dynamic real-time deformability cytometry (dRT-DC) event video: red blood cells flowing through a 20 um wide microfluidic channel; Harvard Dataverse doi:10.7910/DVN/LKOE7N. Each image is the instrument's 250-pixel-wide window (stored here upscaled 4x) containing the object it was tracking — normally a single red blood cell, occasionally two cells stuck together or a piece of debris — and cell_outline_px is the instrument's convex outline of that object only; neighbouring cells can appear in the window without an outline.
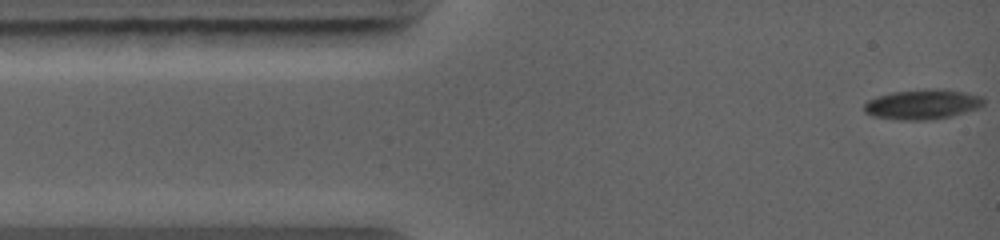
{"species": "common noctule bat (a hibernating species)", "species_latin": "Nyctalus noctula", "temperature_condition": "warm", "stored_images_in_passage": 71, "camera_frame_rate_fps": 5000, "um_per_image_px": 0.085, "animal": {"sex": "female", "body_mass_g": 19.0, "forearm_length_mm": 56.7}, "frame": {"image": 1, "passage_image": 1, "time_ms": 0.0, "image_size_px": [1000, 240], "cell_outline_px": [[984, 104], [980, 108], [952, 116], [928, 120], [900, 120], [872, 116], [864, 112], [864, 104], [868, 100], [876, 96], [892, 92], [928, 88], [936, 88], [964, 92], [980, 96], [984, 100]], "centroid_in_image_um": [78.39, 8.87], "position_along_channel_um": 6.6, "area_um2": 21.04}}
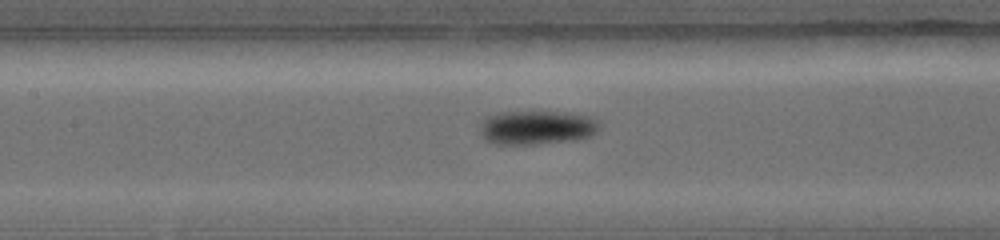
{"frame": {"image": 2, "passage_image": 28, "time_ms": 4.8, "image_size_px": [1000, 240], "cell_outline_px": [[600, 128], [592, 136], [576, 140], [536, 144], [492, 144], [484, 140], [480, 136], [480, 124], [488, 116], [496, 112], [564, 112], [588, 116], [596, 120], [600, 124]], "centroid_in_image_um": [45.6, 10.85], "position_along_channel_um": 161.8, "area_um2": 23.93}}
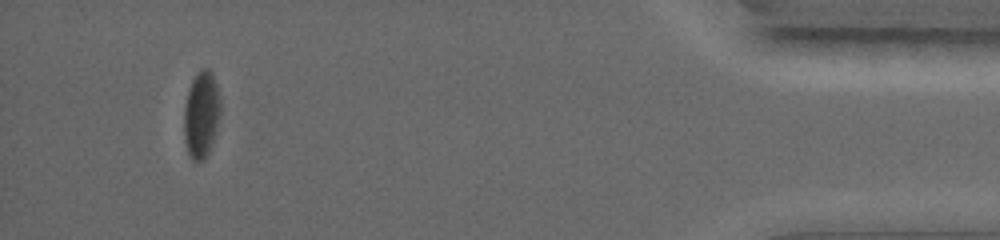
{"frame": {"image": 3, "passage_image": 62, "time_ms": 12.0, "image_size_px": [1000, 240], "cell_outline_px": [[220, 104], [216, 124], [208, 156], [204, 160], [192, 160], [188, 152], [184, 140], [184, 108], [188, 88], [196, 72], [200, 68], [208, 68], [212, 72], [216, 84], [220, 100]], "centroid_in_image_um": [17.08, 9.7], "position_along_channel_um": 418.1, "area_um2": 18.21}}